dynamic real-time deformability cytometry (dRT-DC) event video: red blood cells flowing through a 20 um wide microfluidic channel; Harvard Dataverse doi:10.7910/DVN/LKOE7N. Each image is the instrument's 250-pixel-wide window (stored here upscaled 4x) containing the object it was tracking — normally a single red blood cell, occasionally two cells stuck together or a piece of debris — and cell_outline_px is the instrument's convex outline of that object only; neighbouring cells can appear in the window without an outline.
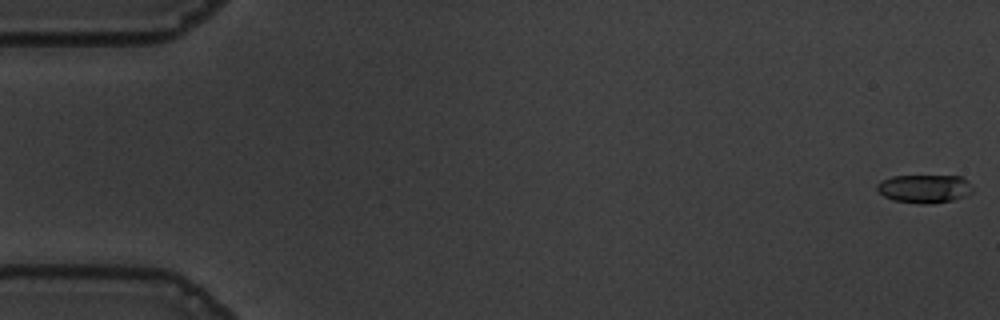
{"species": "common noctule bat (a hibernating species)", "species_latin": "Nyctalus noctula", "temperature_condition": "warm", "stored_images_in_passage": 56, "camera_frame_rate_fps": 3000, "um_per_image_px": 0.085, "animal": {"sex": "male", "body_mass_g": 19.5, "forearm_length_mm": 54.6}, "frame": {"image": 1, "passage_image": 1, "time_ms": 0.0, "image_size_px": [1000, 320], "cell_outline_px": [[972, 192], [964, 196], [952, 200], [932, 204], [920, 204], [892, 200], [884, 196], [876, 188], [876, 184], [880, 180], [892, 176], [960, 176], [972, 188]], "centroid_in_image_um": [78.51, 16.04], "position_along_channel_um": 6.5, "area_um2": 15.72}}
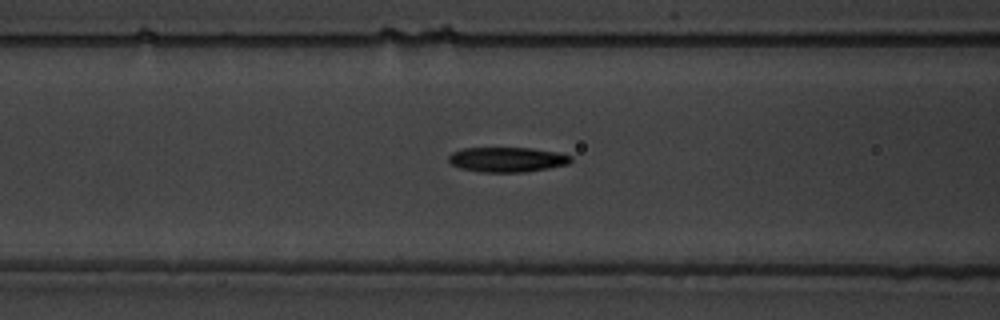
{"frame": {"image": 2, "passage_image": 23, "time_ms": 7.333, "image_size_px": [1000, 320], "cell_outline_px": [[572, 160], [568, 164], [548, 168], [524, 172], [480, 172], [460, 168], [452, 164], [448, 160], [448, 156], [452, 152], [464, 148], [532, 148], [556, 152], [572, 156]], "centroid_in_image_um": [43.1, 13.56], "position_along_channel_um": 123.5, "area_um2": 17.69}}
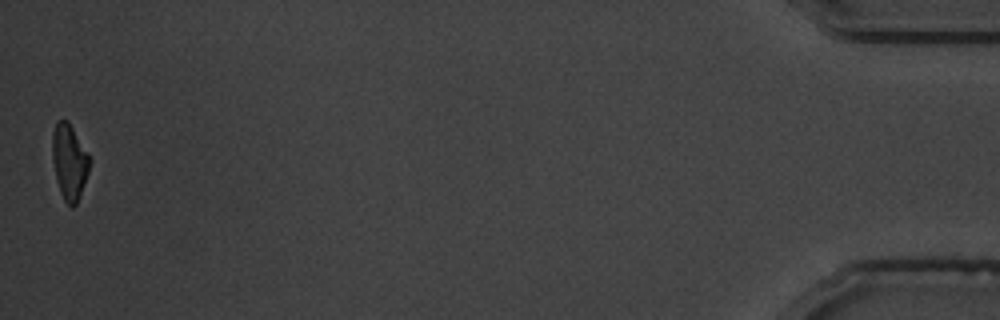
{"frame": {"image": 3, "passage_image": 56, "time_ms": 18.333, "image_size_px": [1000, 320], "cell_outline_px": [[92, 160], [80, 196], [76, 204], [72, 208], [64, 200], [60, 192], [56, 180], [52, 156], [52, 132], [56, 120], [68, 120], [88, 152]], "centroid_in_image_um": [5.9, 13.73], "position_along_channel_um": 429.3, "area_um2": 16.65}, "authors_computed_cell_mechanics": {"area_um2": 17.5134, "velocity_mm_per_s": 3.6379, "shape_relaxation_time_tau1_ms": 5.0506, "shape_relaxation_time_tau2_ms": 3.2507, "deformation_change_tau1": 0.176, "deformation_change_tau2": 0.1178}}